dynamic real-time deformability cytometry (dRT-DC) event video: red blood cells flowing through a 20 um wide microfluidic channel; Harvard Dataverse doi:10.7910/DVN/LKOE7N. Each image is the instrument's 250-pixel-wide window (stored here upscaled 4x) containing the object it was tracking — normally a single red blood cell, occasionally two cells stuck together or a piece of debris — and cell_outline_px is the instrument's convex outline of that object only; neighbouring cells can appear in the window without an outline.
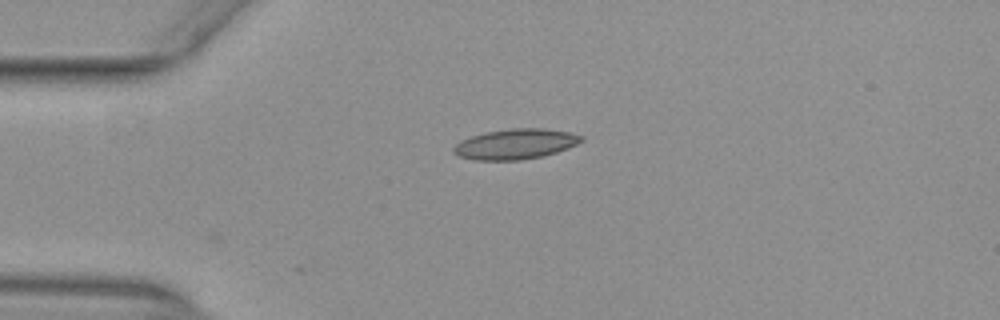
{"species": "common noctule bat (a hibernating species)", "species_latin": "Nyctalus noctula", "temperature_condition": "warm", "stored_images_in_passage": 19, "camera_frame_rate_fps": 3000, "um_per_image_px": 0.085, "animal": {"sex": "female", "body_mass_g": 29.2, "forearm_length_mm": 56.3}, "frame": {"image": 1, "passage_image": 1, "time_ms": 0.0, "image_size_px": [1000, 320], "cell_outline_px": [[584, 140], [568, 148], [544, 156], [520, 160], [472, 160], [460, 156], [452, 152], [452, 148], [460, 140], [484, 132], [512, 128], [544, 128], [568, 132], [584, 136]], "centroid_in_image_um": [43.8, 12.24], "position_along_channel_um": 41.2, "area_um2": 22.66}}
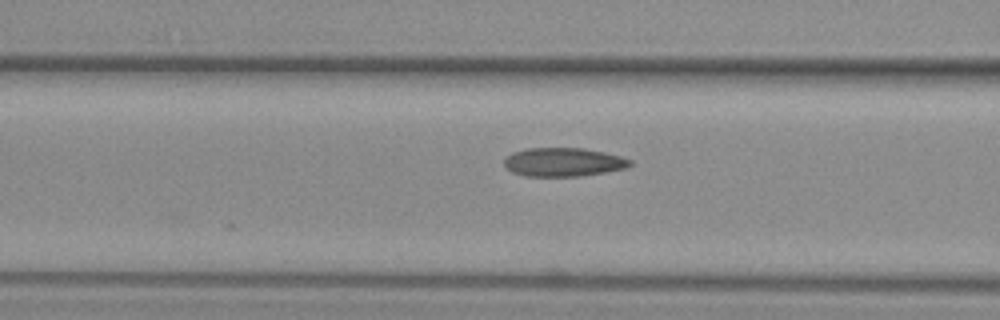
{"frame": {"image": 2, "passage_image": 9, "time_ms": 2.667, "image_size_px": [1000, 320], "cell_outline_px": [[632, 164], [628, 168], [580, 176], [524, 176], [512, 172], [504, 164], [504, 160], [512, 152], [528, 148], [584, 148], [604, 152], [620, 156], [632, 160]], "centroid_in_image_um": [47.91, 13.78], "position_along_channel_um": 118.7, "area_um2": 21.04}}
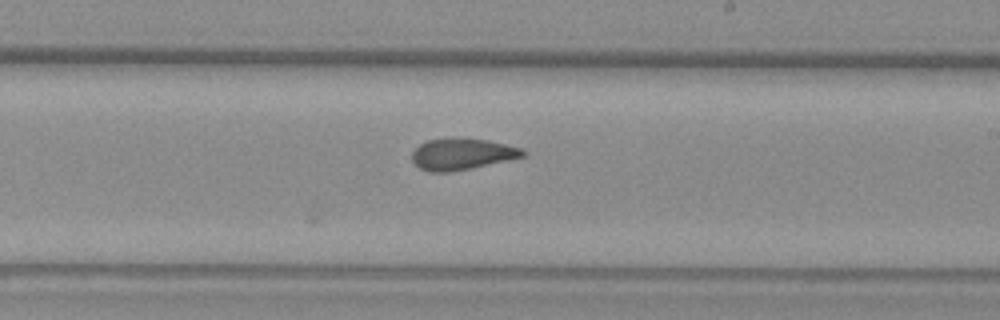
{"frame": {"image": 3, "passage_image": 19, "time_ms": 6.0, "image_size_px": [1000, 320], "cell_outline_px": [[528, 152], [524, 156], [508, 160], [448, 172], [428, 172], [420, 168], [412, 160], [412, 152], [420, 144], [428, 140], [488, 140], [524, 148]], "centroid_in_image_um": [39.3, 13.12], "position_along_channel_um": 249.7, "area_um2": 19.59}}